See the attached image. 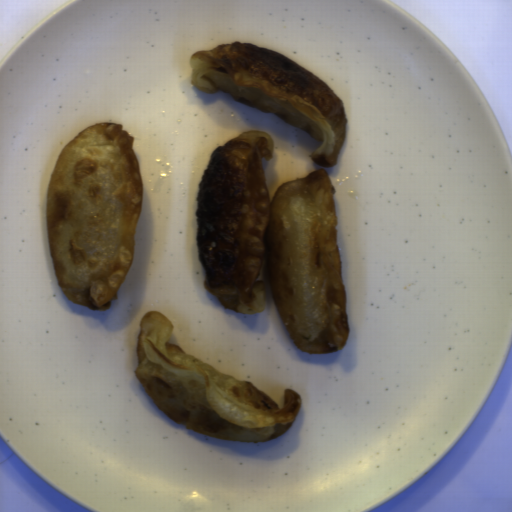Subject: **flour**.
<instances>
[{"label":"flour","mask_w":512,"mask_h":512,"mask_svg":"<svg viewBox=\"0 0 512 512\" xmlns=\"http://www.w3.org/2000/svg\"><path fill=\"white\" fill-rule=\"evenodd\" d=\"M265 131L213 152L197 191L196 241L204 286L226 308L259 314L268 291L299 350L339 351L348 340L335 190L327 170L280 185L270 201Z\"/></svg>","instance_id":"obj_1"},{"label":"flour","mask_w":512,"mask_h":512,"mask_svg":"<svg viewBox=\"0 0 512 512\" xmlns=\"http://www.w3.org/2000/svg\"><path fill=\"white\" fill-rule=\"evenodd\" d=\"M189 64L198 91L225 92L302 129L320 143L313 163L326 169L337 165L347 130L345 104L312 72L276 50L238 40L197 50Z\"/></svg>","instance_id":"obj_4"},{"label":"flour","mask_w":512,"mask_h":512,"mask_svg":"<svg viewBox=\"0 0 512 512\" xmlns=\"http://www.w3.org/2000/svg\"><path fill=\"white\" fill-rule=\"evenodd\" d=\"M142 206L141 165L122 124H92L61 150L46 196L47 230L69 300L110 309L133 263Z\"/></svg>","instance_id":"obj_2"},{"label":"flour","mask_w":512,"mask_h":512,"mask_svg":"<svg viewBox=\"0 0 512 512\" xmlns=\"http://www.w3.org/2000/svg\"><path fill=\"white\" fill-rule=\"evenodd\" d=\"M173 325L147 311L137 338L135 374L158 408L176 424L222 441H271L287 432L303 404L285 388L283 407L250 381L238 380L170 343Z\"/></svg>","instance_id":"obj_3"}]
</instances>
